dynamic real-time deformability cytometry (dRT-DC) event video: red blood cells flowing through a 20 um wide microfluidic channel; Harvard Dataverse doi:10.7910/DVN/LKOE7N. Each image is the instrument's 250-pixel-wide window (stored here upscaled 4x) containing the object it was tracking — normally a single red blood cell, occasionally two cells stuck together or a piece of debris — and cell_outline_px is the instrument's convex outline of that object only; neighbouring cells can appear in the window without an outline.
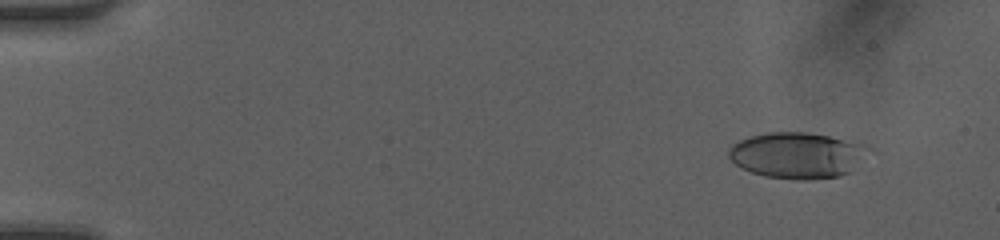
{"species": "human", "species_latin": "Homo sapiens", "temperature_condition": "room temperature", "stored_images_in_passage": 49, "camera_frame_rate_fps": 3000, "um_per_image_px": 0.085, "donor": {"sex": "female"}, "frame": {"image": 1, "passage_image": 5, "time_ms": 1.333, "image_size_px": [1000, 240], "cell_outline_px": [[856, 144], [848, 172], [840, 176], [808, 180], [796, 180], [764, 176], [752, 172], [736, 164], [728, 156], [728, 148], [732, 144], [740, 140], [752, 136], [768, 132], [804, 132], [828, 136]], "centroid_in_image_um": [67.43, 13.21], "position_along_channel_um": 17.6, "area_um2": 35.08}}
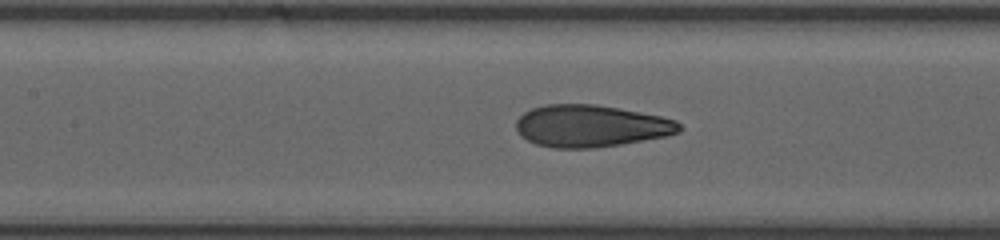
{"frame": {"image": 2, "passage_image": 24, "time_ms": 7.667, "image_size_px": [1000, 240], "cell_outline_px": [[684, 128], [680, 132], [668, 136], [620, 144], [592, 148], [552, 148], [536, 144], [520, 136], [516, 132], [516, 120], [524, 112], [532, 108], [544, 104], [596, 104], [620, 108], [660, 116], [676, 120]], "centroid_in_image_um": [50.22, 10.7], "position_along_channel_um": 157.2, "area_um2": 40.29}}
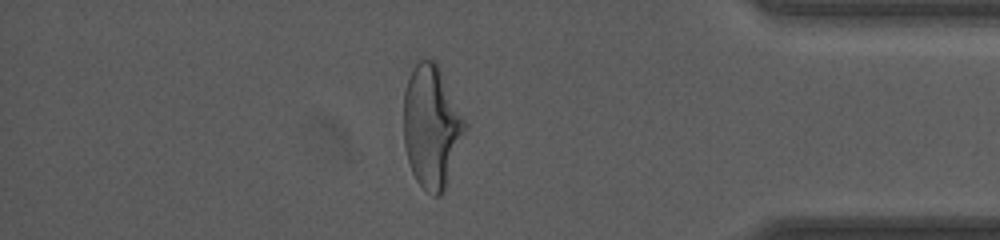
{"frame": {"image": 3, "passage_image": 43, "time_ms": 14.0, "image_size_px": [1000, 240], "cell_outline_px": [[468, 124], [444, 192], [440, 196], [432, 196], [416, 180], [412, 172], [408, 160], [404, 144], [404, 92], [412, 68], [416, 60], [420, 56], [436, 60]], "centroid_in_image_um": [36.69, 10.71], "position_along_channel_um": 398.5, "area_um2": 44.22}, "authors_computed_cell_mechanics": {"area_um2": 39.4196, "velocity_mm_per_s": 4.2387, "shape_relaxation_time_tau1_ms": 6.4286, "shape_relaxation_time_tau2_ms": 0.8655, "deformation_change_tau1": 0.2334, "deformation_change_tau2": 0.0802}}